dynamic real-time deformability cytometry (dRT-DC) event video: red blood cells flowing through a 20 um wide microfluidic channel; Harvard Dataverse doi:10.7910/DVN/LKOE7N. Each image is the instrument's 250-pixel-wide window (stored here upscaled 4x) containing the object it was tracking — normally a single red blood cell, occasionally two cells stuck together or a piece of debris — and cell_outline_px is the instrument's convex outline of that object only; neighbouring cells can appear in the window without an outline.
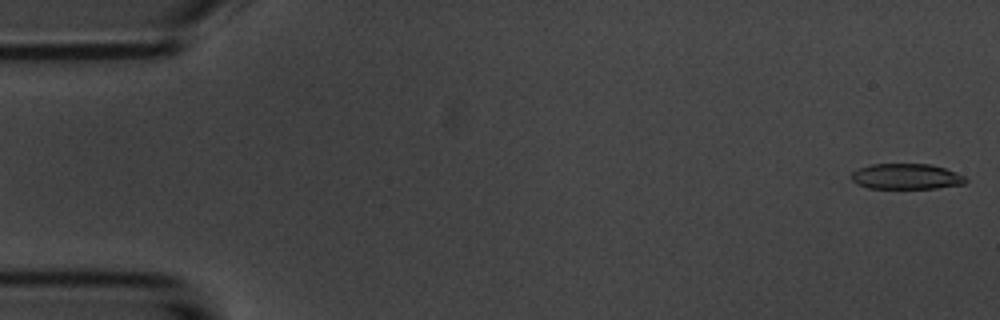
{"species": "common noctule bat (a hibernating species)", "species_latin": "Nyctalus noctula", "temperature_condition": "room temperature", "stored_images_in_passage": 5, "camera_frame_rate_fps": 3000, "um_per_image_px": 0.085, "animal": {"sex": "male", "body_mass_g": 20.1, "forearm_length_mm": 53.5}, "frame": {"image": 1, "passage_image": 1, "time_ms": 0.0, "image_size_px": [1000, 320], "cell_outline_px": [[968, 180], [964, 184], [936, 188], [868, 188], [856, 184], [852, 180], [852, 172], [856, 168], [872, 164], [932, 164], [944, 168], [964, 176]], "centroid_in_image_um": [77.01, 15.0], "position_along_channel_um": 8.0, "area_um2": 17.05}}
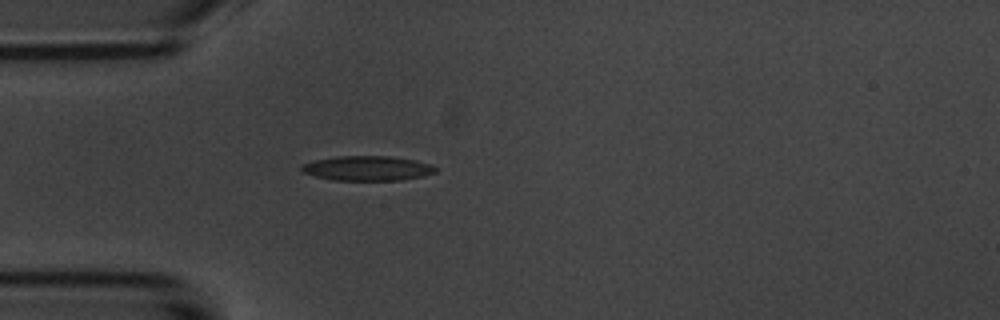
{"frame": {"image": 2, "passage_image": 5, "time_ms": 4.667, "image_size_px": [1000, 320], "cell_outline_px": [[440, 168], [436, 172], [424, 176], [400, 180], [332, 180], [316, 176], [304, 172], [300, 168], [300, 164], [312, 160], [336, 156], [392, 156], [416, 160]], "centroid_in_image_um": [31.23, 14.29], "position_along_channel_um": 53.8, "area_um2": 19.48}}